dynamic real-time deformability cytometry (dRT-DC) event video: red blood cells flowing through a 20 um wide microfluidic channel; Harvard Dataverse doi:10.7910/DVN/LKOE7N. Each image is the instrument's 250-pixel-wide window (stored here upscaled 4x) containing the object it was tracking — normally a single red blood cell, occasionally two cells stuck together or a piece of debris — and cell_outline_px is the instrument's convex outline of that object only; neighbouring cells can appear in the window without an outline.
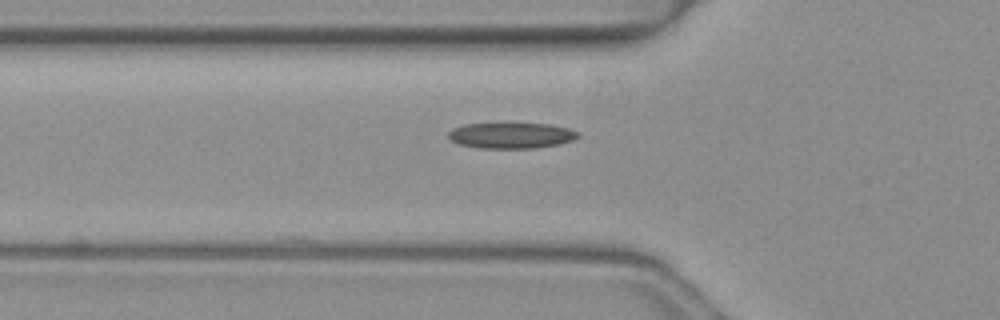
{"species": "common noctule bat (a hibernating species)", "species_latin": "Nyctalus noctula", "temperature_condition": "warm", "stored_images_in_passage": 2, "camera_frame_rate_fps": 3000, "um_per_image_px": 0.085, "animal": {"sex": "female", "body_mass_g": 19.3, "forearm_length_mm": 54.1}, "frame": {"image": 1, "passage_image": 2, "time_ms": 0.333, "image_size_px": [1000, 320], "cell_outline_px": [[580, 136], [572, 140], [560, 144], [536, 148], [480, 148], [460, 144], [448, 140], [448, 132], [452, 128], [464, 124], [500, 120], [548, 124], [568, 128], [580, 132]], "centroid_in_image_um": [43.41, 11.46], "position_along_channel_um": 82.4, "area_um2": 20.69}}